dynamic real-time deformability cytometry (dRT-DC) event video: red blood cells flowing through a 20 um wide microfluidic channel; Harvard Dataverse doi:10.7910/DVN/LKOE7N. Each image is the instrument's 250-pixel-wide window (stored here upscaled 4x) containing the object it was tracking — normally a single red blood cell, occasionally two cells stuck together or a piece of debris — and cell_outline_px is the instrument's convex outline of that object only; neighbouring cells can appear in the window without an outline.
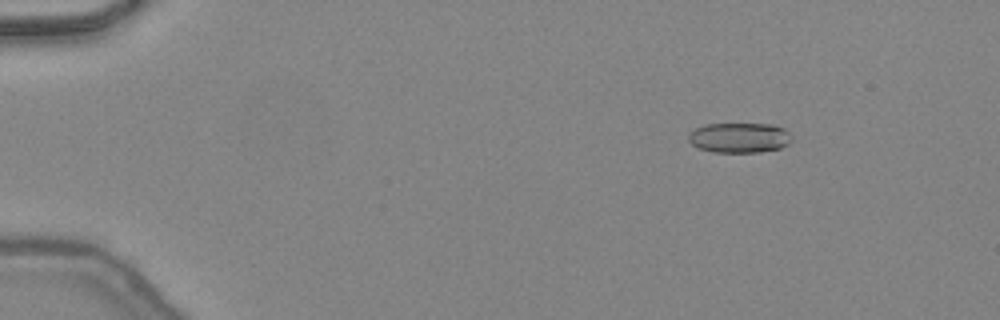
{"species": "common noctule bat (a hibernating species)", "species_latin": "Nyctalus noctula", "temperature_condition": "warm", "stored_images_in_passage": 18, "camera_frame_rate_fps": 3000, "um_per_image_px": 0.085, "animal": {"sex": "female", "body_mass_g": 24.6, "forearm_length_mm": 56.2}, "frame": {"image": 1, "passage_image": 8, "time_ms": 2.333, "image_size_px": [1000, 320], "cell_outline_px": [[792, 140], [788, 144], [780, 148], [760, 152], [712, 152], [700, 148], [692, 144], [688, 140], [688, 132], [704, 124], [772, 124], [784, 128], [788, 132]], "centroid_in_image_um": [62.83, 11.7], "position_along_channel_um": 22.2, "area_um2": 18.15}}
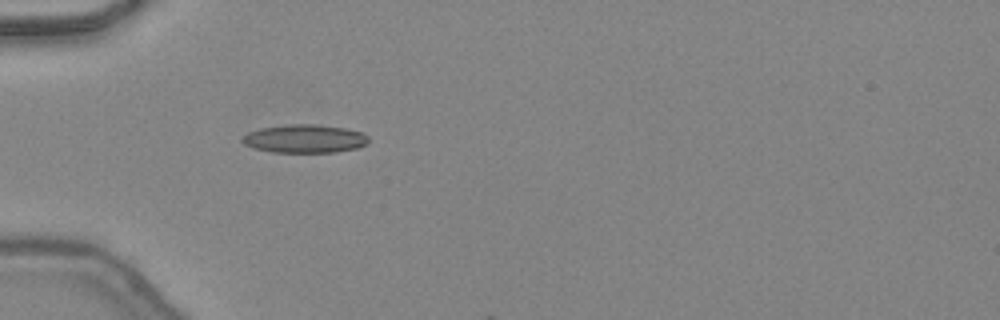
{"frame": {"image": 2, "passage_image": 17, "time_ms": 5.333, "image_size_px": [1000, 320], "cell_outline_px": [[368, 140], [364, 144], [356, 148], [336, 152], [272, 152], [252, 148], [244, 144], [240, 140], [248, 132], [260, 128], [292, 124], [312, 124], [344, 128], [360, 132], [368, 136]], "centroid_in_image_um": [25.85, 11.79], "position_along_channel_um": 59.2, "area_um2": 20.63}}